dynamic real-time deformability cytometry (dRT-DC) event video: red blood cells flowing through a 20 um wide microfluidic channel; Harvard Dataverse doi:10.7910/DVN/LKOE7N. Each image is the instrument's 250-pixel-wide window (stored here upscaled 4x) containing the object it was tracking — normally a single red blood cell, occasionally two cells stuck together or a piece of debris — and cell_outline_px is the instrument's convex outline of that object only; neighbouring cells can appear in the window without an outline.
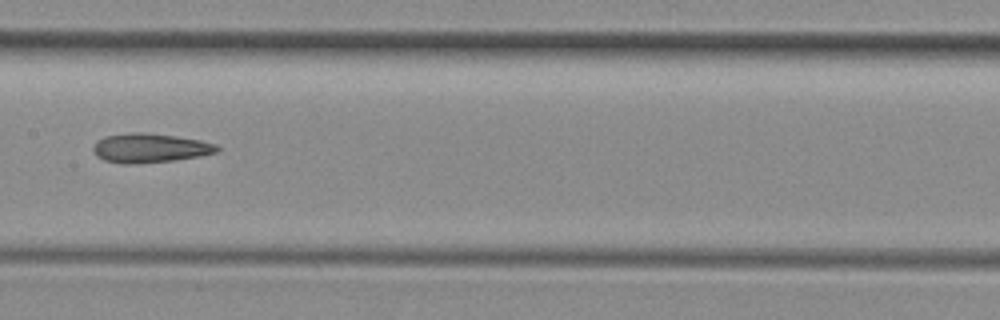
{"species": "common noctule bat (a hibernating species)", "species_latin": "Nyctalus noctula", "temperature_condition": "room temperature", "stored_images_in_passage": 34, "camera_frame_rate_fps": 3000, "um_per_image_px": 0.085, "animal": {"sex": "female", "body_mass_g": 29.2, "forearm_length_mm": 56.3}, "frame": {"image": 1, "passage_image": 10, "time_ms": 3.0, "image_size_px": [1000, 320], "cell_outline_px": [[220, 148], [216, 152], [196, 156], [172, 160], [124, 164], [104, 160], [96, 156], [92, 152], [92, 148], [96, 140], [104, 136], [132, 132], [144, 132], [176, 136], [200, 140], [216, 144]], "centroid_in_image_um": [12.67, 12.56], "position_along_channel_um": 194.7, "area_um2": 20.92}}